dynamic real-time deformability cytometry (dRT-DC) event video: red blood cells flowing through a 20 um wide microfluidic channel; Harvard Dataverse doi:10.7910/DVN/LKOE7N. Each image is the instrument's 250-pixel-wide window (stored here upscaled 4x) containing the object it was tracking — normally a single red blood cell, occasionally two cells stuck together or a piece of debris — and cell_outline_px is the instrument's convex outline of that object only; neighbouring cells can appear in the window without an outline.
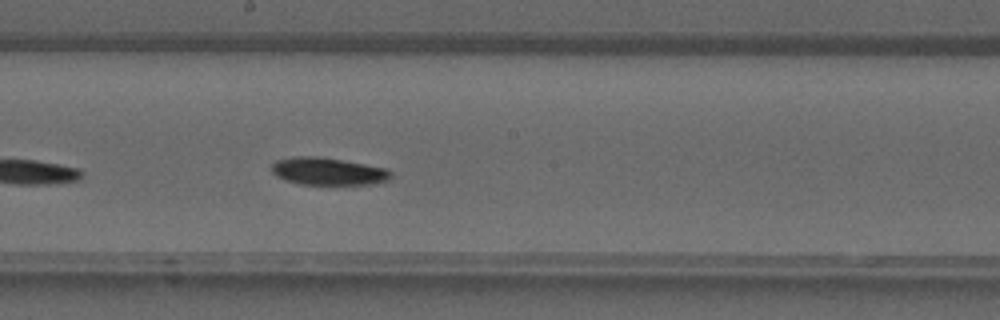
{"species": "common noctule bat (a hibernating species)", "species_latin": "Nyctalus noctula", "temperature_condition": "warm", "stored_images_in_passage": 36, "camera_frame_rate_fps": 3000, "um_per_image_px": 0.085, "animal": {"sex": "male", "forearm_length_mm": 52.5}, "frame": {"image": 1, "passage_image": 20, "time_ms": 6.333, "image_size_px": [1000, 320], "cell_outline_px": [[392, 176], [388, 180], [376, 184], [300, 184], [284, 180], [276, 176], [272, 172], [272, 164], [276, 160], [292, 156], [316, 156], [388, 168], [392, 172]], "centroid_in_image_um": [27.88, 14.56], "position_along_channel_um": 220.3, "area_um2": 19.13}}
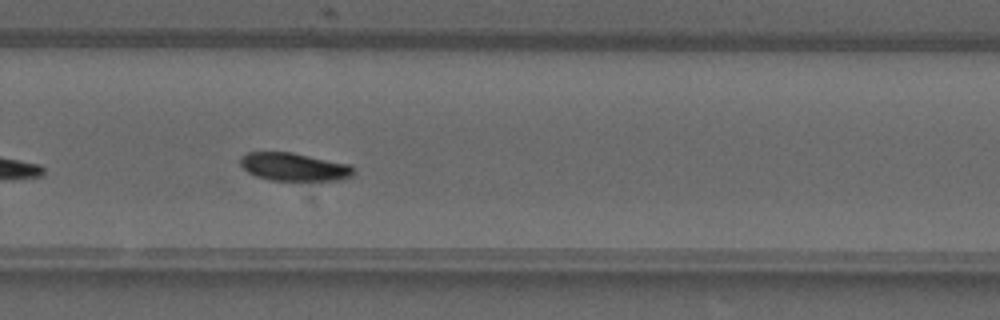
{"frame": {"image": 2, "passage_image": 25, "time_ms": 8.0, "image_size_px": [1000, 320], "cell_outline_px": [[352, 176], [340, 180], [272, 180], [256, 176], [248, 172], [240, 164], [240, 156], [248, 152], [292, 152], [352, 164]], "centroid_in_image_um": [24.99, 14.17], "position_along_channel_um": 304.8, "area_um2": 18.5}}